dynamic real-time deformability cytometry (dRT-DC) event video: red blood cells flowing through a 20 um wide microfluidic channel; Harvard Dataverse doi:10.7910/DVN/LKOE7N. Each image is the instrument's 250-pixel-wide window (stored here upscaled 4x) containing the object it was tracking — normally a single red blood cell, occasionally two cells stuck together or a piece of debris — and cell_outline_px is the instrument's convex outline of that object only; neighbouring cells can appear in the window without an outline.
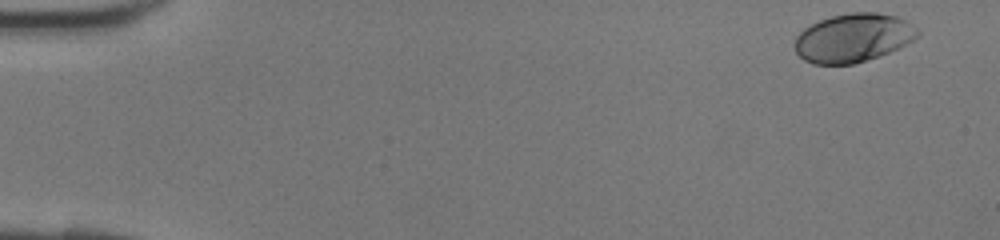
{"species": "human", "species_latin": "Homo sapiens", "temperature_condition": "room temperature", "stored_images_in_passage": 41, "camera_frame_rate_fps": 3000, "um_per_image_px": 0.085, "donor": {"sex": "female"}, "frame": {"image": 1, "passage_image": 1, "time_ms": 0.0, "image_size_px": [1000, 240], "cell_outline_px": [[920, 36], [888, 52], [852, 64], [812, 64], [804, 60], [796, 52], [796, 36], [804, 28], [820, 20], [832, 16], [852, 12], [876, 12], [896, 16], [904, 20], [916, 28], [920, 32]], "centroid_in_image_um": [72.5, 3.21], "position_along_channel_um": 12.5, "area_um2": 34.28}}
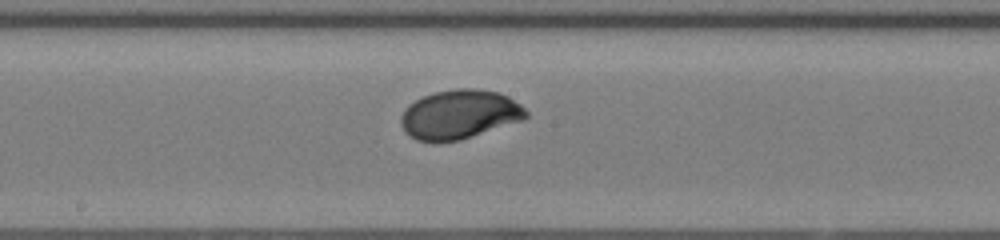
{"frame": {"image": 2, "passage_image": 22, "time_ms": 7.0, "image_size_px": [1000, 240], "cell_outline_px": [[528, 116], [524, 120], [460, 140], [416, 140], [404, 132], [400, 124], [400, 116], [404, 108], [408, 104], [424, 96], [436, 92], [456, 88], [476, 88], [500, 92], [508, 96], [520, 104], [528, 112]], "centroid_in_image_um": [39.07, 9.71], "position_along_channel_um": 209.1, "area_um2": 35.84}}
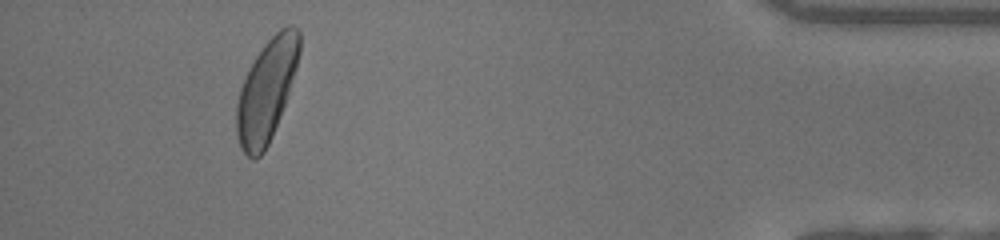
{"frame": {"image": 3, "passage_image": 38, "time_ms": 12.333, "image_size_px": [1000, 240], "cell_outline_px": [[300, 52], [296, 68], [288, 96], [272, 136], [264, 152], [260, 156], [252, 160], [240, 148], [236, 136], [236, 104], [240, 88], [256, 56], [264, 44], [280, 28], [288, 24], [292, 24], [300, 32]], "centroid_in_image_um": [22.66, 7.71], "position_along_channel_um": 412.5, "area_um2": 37.28}}